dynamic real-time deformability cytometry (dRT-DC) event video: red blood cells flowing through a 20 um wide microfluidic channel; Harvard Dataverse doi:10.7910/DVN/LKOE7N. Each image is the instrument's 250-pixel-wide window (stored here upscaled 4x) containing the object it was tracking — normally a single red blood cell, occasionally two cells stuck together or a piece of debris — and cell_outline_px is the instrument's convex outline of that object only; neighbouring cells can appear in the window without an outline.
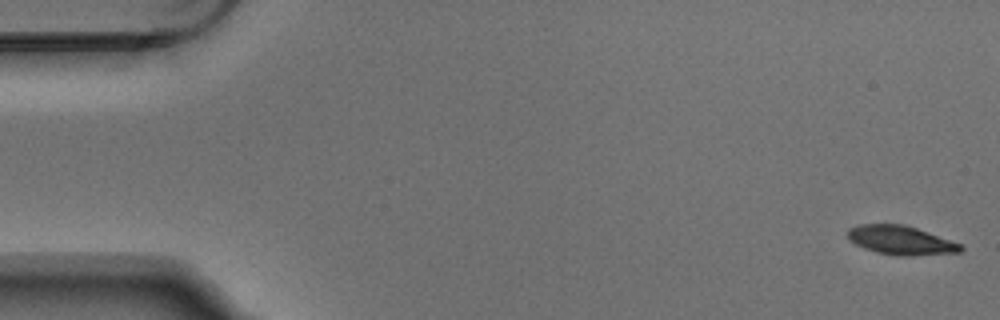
{"species": "Egyptian fruit bat (a non-hibernating species)", "species_latin": "Rousettus aegyptiacus", "temperature_condition": "warm", "stored_images_in_passage": 6, "camera_frame_rate_fps": 3000, "um_per_image_px": 0.085, "animal": {"sex": "male"}, "frame": {"image": 1, "passage_image": 1, "time_ms": 0.0, "image_size_px": [1000, 320], "cell_outline_px": [[964, 248], [960, 252], [912, 256], [900, 256], [876, 252], [864, 248], [848, 240], [848, 228], [856, 224], [900, 224], [916, 228], [928, 232], [960, 244]], "centroid_in_image_um": [76.52, 20.42], "position_along_channel_um": 8.5, "area_um2": 18.96}}
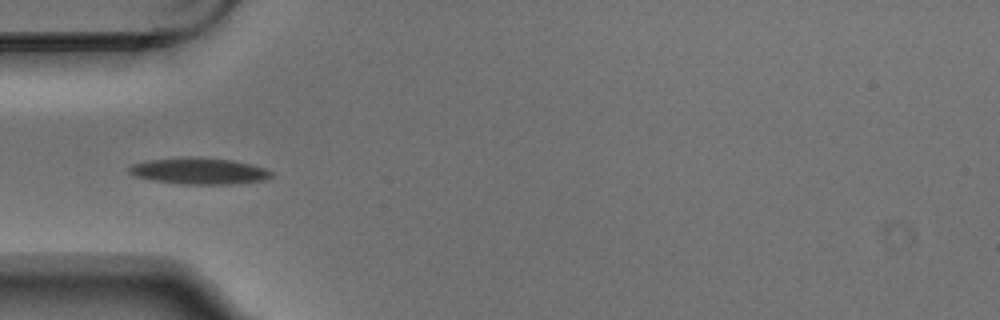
{"frame": {"image": 2, "passage_image": 5, "time_ms": 1.333, "image_size_px": [1000, 320], "cell_outline_px": [[272, 176], [264, 180], [232, 184], [184, 184], [152, 180], [136, 176], [128, 172], [128, 168], [132, 164], [144, 160], [184, 156], [200, 156], [232, 160], [252, 164], [264, 168], [272, 172]], "centroid_in_image_um": [16.89, 14.51], "position_along_channel_um": 68.1, "area_um2": 22.2}}
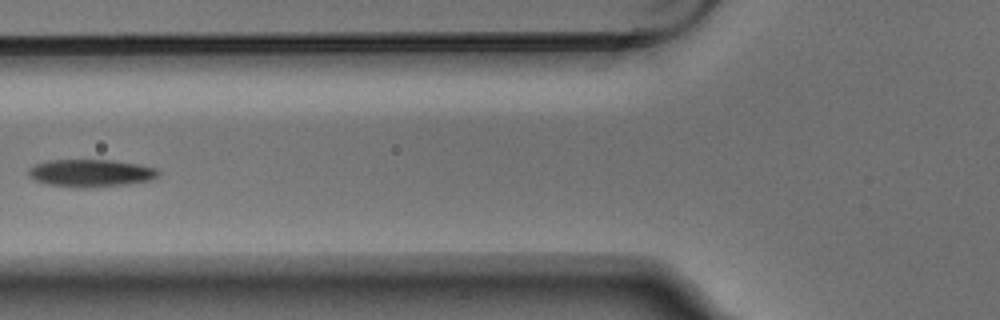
{"frame": {"image": 3, "passage_image": 6, "time_ms": 1.667, "image_size_px": [1000, 320], "cell_outline_px": [[160, 172], [152, 180], [128, 184], [88, 188], [76, 188], [48, 184], [36, 180], [28, 176], [28, 168], [36, 164], [48, 160], [112, 160], [140, 164], [156, 168]], "centroid_in_image_um": [7.72, 14.71], "position_along_channel_um": 118.1, "area_um2": 20.98}}